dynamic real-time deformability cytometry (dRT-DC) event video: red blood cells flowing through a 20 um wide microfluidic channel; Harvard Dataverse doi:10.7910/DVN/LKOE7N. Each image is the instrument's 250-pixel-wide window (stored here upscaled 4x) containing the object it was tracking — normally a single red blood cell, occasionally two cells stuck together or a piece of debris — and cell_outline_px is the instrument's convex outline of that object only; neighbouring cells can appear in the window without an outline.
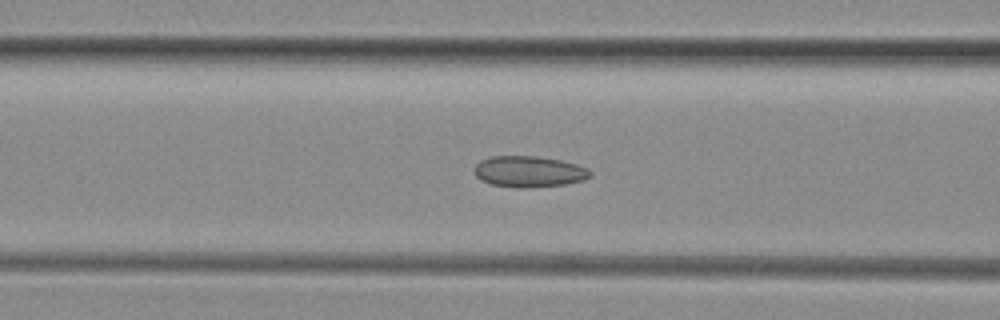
{"species": "common noctule bat (a hibernating species)", "species_latin": "Nyctalus noctula", "temperature_condition": "room temperature", "stored_images_in_passage": 51, "camera_frame_rate_fps": 3000, "um_per_image_px": 0.085, "animal": {"sex": "female", "body_mass_g": 29.2, "forearm_length_mm": 56.3}, "frame": {"image": 1, "passage_image": 20, "time_ms": 6.333, "image_size_px": [1000, 320], "cell_outline_px": [[592, 176], [584, 180], [564, 184], [528, 188], [516, 188], [492, 184], [480, 180], [472, 172], [472, 168], [480, 160], [492, 156], [536, 156], [560, 160], [576, 164], [588, 168], [592, 172]], "centroid_in_image_um": [44.94, 14.59], "position_along_channel_um": 121.7, "area_um2": 21.27}}
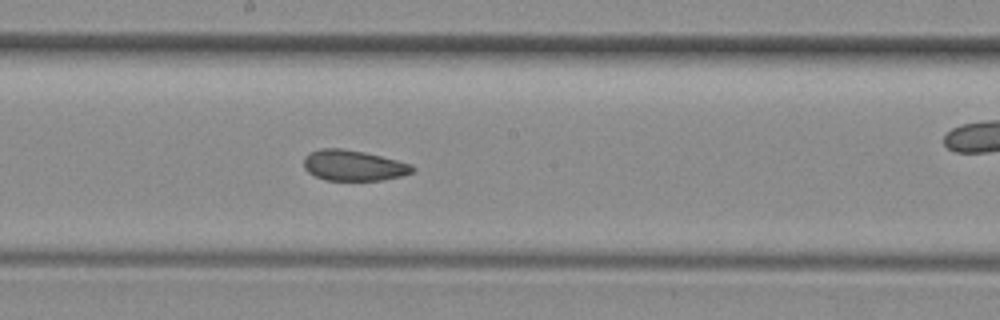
{"frame": {"image": 2, "passage_image": 27, "time_ms": 8.667, "image_size_px": [1000, 320], "cell_outline_px": [[416, 168], [412, 172], [404, 176], [384, 180], [324, 180], [308, 172], [304, 168], [304, 156], [308, 152], [320, 148], [344, 148], [364, 152], [412, 164]], "centroid_in_image_um": [30.04, 14.06], "position_along_channel_um": 218.2, "area_um2": 19.59}}
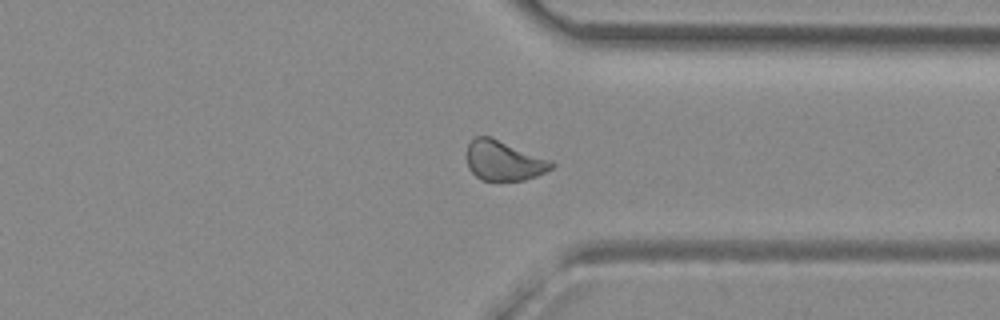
{"frame": {"image": 3, "passage_image": 38, "time_ms": 12.333, "image_size_px": [1000, 320], "cell_outline_px": [[556, 164], [552, 168], [536, 176], [524, 180], [480, 180], [468, 168], [468, 144], [476, 136], [492, 136], [552, 160]], "centroid_in_image_um": [42.85, 13.64], "position_along_channel_um": 368.6, "area_um2": 19.77}, "authors_computed_cell_mechanics": {"area_um2": 21.0392, "velocity_mm_per_s": 4.1362, "shape_relaxation_time_tau1_ms": null, "shape_relaxation_time_tau2_ms": 2.179, "deformation_change_tau1": null, "deformation_change_tau2": 0.0778}}